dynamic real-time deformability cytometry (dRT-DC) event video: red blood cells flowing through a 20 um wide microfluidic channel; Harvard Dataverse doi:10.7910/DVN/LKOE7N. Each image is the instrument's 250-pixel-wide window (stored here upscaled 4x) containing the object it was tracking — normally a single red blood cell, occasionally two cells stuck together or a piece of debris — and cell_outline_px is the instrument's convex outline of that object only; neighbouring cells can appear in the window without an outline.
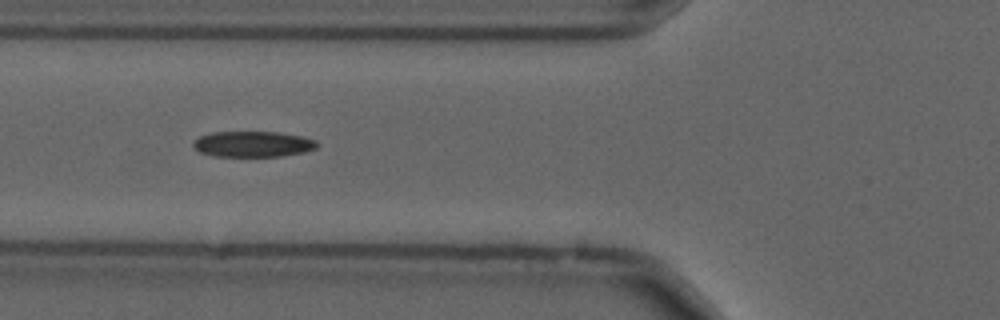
{"species": "common noctule bat (a hibernating species)", "species_latin": "Nyctalus noctula", "temperature_condition": "cold", "stored_images_in_passage": 51, "camera_frame_rate_fps": 3000, "um_per_image_px": 0.085, "animal": {"sex": "male", "forearm_length_mm": 52.5}, "frame": {"image": 1, "passage_image": 16, "time_ms": 5.0, "image_size_px": [1000, 320], "cell_outline_px": [[316, 148], [304, 152], [284, 156], [212, 156], [200, 152], [192, 148], [192, 144], [200, 136], [212, 132], [280, 132], [300, 136], [316, 140]], "centroid_in_image_um": [21.47, 12.25], "position_along_channel_um": 104.3, "area_um2": 18.55}}
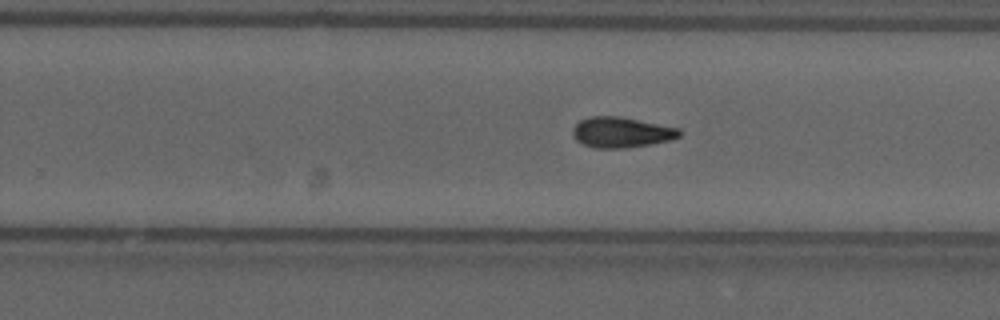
{"frame": {"image": 2, "passage_image": 30, "time_ms": 9.667, "image_size_px": [1000, 320], "cell_outline_px": [[680, 136], [672, 140], [652, 144], [624, 148], [596, 148], [584, 144], [576, 140], [572, 132], [572, 128], [580, 120], [588, 116], [620, 116], [680, 128]], "centroid_in_image_um": [52.82, 11.24], "position_along_channel_um": 277.0, "area_um2": 19.07}}
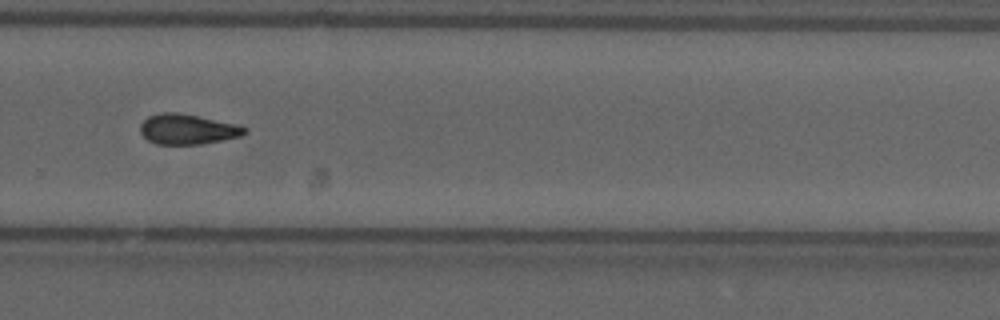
{"frame": {"image": 3, "passage_image": 33, "time_ms": 10.667, "image_size_px": [1000, 320], "cell_outline_px": [[248, 132], [240, 136], [200, 144], [156, 144], [148, 140], [140, 132], [140, 124], [148, 116], [160, 112], [176, 112], [236, 124], [248, 128]], "centroid_in_image_um": [15.91, 10.98], "position_along_channel_um": 313.9, "area_um2": 18.21}, "authors_computed_cell_mechanics": {"area_um2": 18.3226, "velocity_mm_per_s": 3.6974, "shape_relaxation_time_tau1_ms": null, "shape_relaxation_time_tau2_ms": 4.4542, "deformation_change_tau1": null, "deformation_change_tau2": 0.1185}}